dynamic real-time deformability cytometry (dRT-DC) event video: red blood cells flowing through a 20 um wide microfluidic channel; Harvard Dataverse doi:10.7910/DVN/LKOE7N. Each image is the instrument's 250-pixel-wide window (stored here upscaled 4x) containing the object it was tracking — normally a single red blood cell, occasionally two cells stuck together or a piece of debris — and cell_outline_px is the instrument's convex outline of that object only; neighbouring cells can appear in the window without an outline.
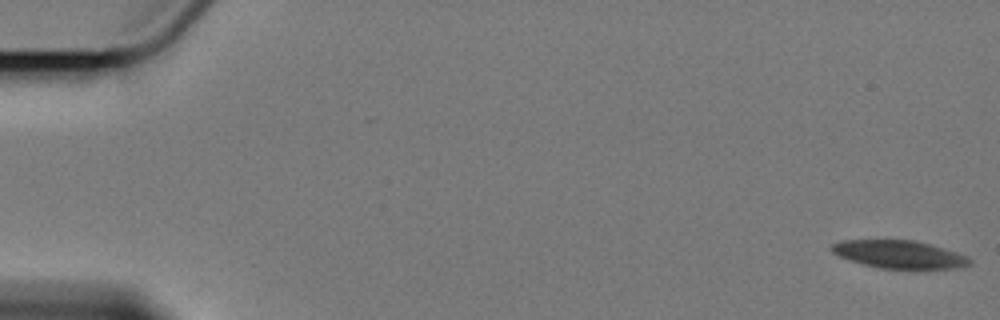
{"species": "Egyptian fruit bat (a non-hibernating species)", "species_latin": "Rousettus aegyptiacus", "temperature_condition": "cold", "stored_images_in_passage": 7, "camera_frame_rate_fps": 3000, "um_per_image_px": 0.085, "animal": {"sex": "female"}, "frame": {"image": 1, "passage_image": 1, "time_ms": 0.0, "image_size_px": [1000, 320], "cell_outline_px": [[972, 264], [964, 268], [924, 272], [880, 268], [864, 264], [840, 256], [832, 252], [832, 244], [844, 240], [912, 240], [928, 244], [956, 252], [968, 256], [972, 260]], "centroid_in_image_um": [76.6, 21.69], "position_along_channel_um": 8.4, "area_um2": 23.24}}
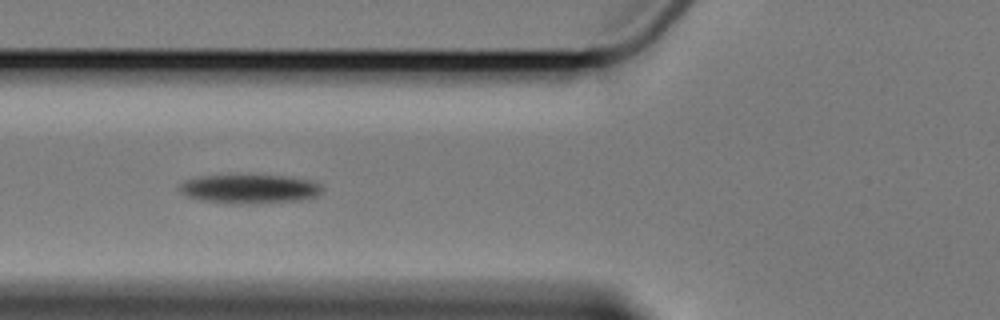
{"frame": {"image": 2, "passage_image": 7, "time_ms": 7.333, "image_size_px": [1000, 320], "cell_outline_px": [[320, 192], [316, 196], [300, 200], [240, 204], [236, 204], [200, 200], [188, 196], [180, 192], [180, 184], [188, 180], [200, 176], [284, 176], [312, 180], [320, 184]], "centroid_in_image_um": [21.21, 16.06], "position_along_channel_um": 104.6, "area_um2": 23.58}}